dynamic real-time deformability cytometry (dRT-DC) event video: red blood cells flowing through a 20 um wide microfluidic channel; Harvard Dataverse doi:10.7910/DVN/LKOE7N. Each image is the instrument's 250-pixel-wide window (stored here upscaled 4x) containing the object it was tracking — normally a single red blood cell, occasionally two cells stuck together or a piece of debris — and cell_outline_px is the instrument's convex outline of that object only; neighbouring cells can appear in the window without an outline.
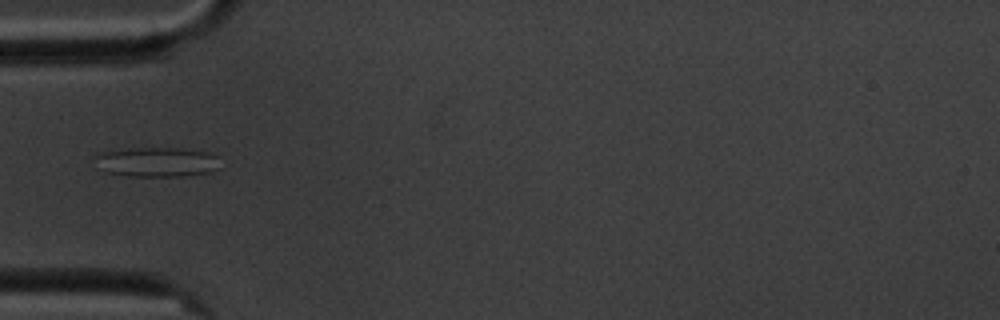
{"species": "common noctule bat (a hibernating species)", "species_latin": "Nyctalus noctula", "temperature_condition": "cold", "stored_images_in_passage": 4, "camera_frame_rate_fps": 3000, "um_per_image_px": 0.085, "animal": {"sex": "male", "body_mass_g": 20.1, "forearm_length_mm": 53.5}, "frame": {"image": 1, "passage_image": 1, "time_ms": 0.0, "image_size_px": [1000, 320], "cell_outline_px": [[220, 168], [208, 172], [180, 176], [124, 176], [108, 172], [96, 168], [92, 156], [96, 152], [132, 148], [180, 148], [208, 152], [216, 156]], "centroid_in_image_um": [13.22, 13.76], "position_along_channel_um": 71.8, "area_um2": 21.96}}
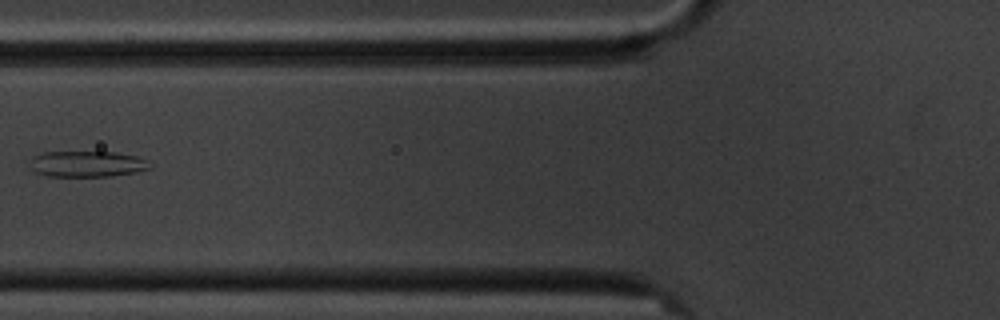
{"frame": {"image": 2, "passage_image": 2, "time_ms": 1.333, "image_size_px": [1000, 320], "cell_outline_px": [[152, 168], [136, 172], [112, 176], [48, 176], [36, 172], [32, 168], [32, 160], [36, 156], [44, 152], [116, 152], [136, 156], [148, 160], [152, 164]], "centroid_in_image_um": [7.5, 13.94], "position_along_channel_um": 118.3, "area_um2": 18.03}}